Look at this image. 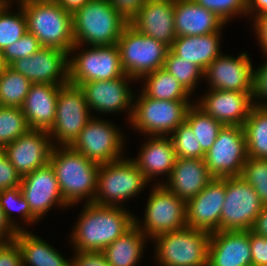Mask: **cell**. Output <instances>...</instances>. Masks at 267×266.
<instances>
[{"mask_svg":"<svg viewBox=\"0 0 267 266\" xmlns=\"http://www.w3.org/2000/svg\"><path fill=\"white\" fill-rule=\"evenodd\" d=\"M130 209L87 203L73 226V251L102 252L134 225Z\"/></svg>","mask_w":267,"mask_h":266,"instance_id":"obj_1","label":"cell"},{"mask_svg":"<svg viewBox=\"0 0 267 266\" xmlns=\"http://www.w3.org/2000/svg\"><path fill=\"white\" fill-rule=\"evenodd\" d=\"M49 164L55 172L61 195L69 207L76 206L83 199L84 204L93 203L100 165L71 146L53 147Z\"/></svg>","mask_w":267,"mask_h":266,"instance_id":"obj_2","label":"cell"},{"mask_svg":"<svg viewBox=\"0 0 267 266\" xmlns=\"http://www.w3.org/2000/svg\"><path fill=\"white\" fill-rule=\"evenodd\" d=\"M128 23L109 0H90L72 13L74 44L115 45Z\"/></svg>","mask_w":267,"mask_h":266,"instance_id":"obj_3","label":"cell"},{"mask_svg":"<svg viewBox=\"0 0 267 266\" xmlns=\"http://www.w3.org/2000/svg\"><path fill=\"white\" fill-rule=\"evenodd\" d=\"M24 11L27 31L41 47L68 52L73 48L72 13L64 10L56 0L17 2Z\"/></svg>","mask_w":267,"mask_h":266,"instance_id":"obj_4","label":"cell"},{"mask_svg":"<svg viewBox=\"0 0 267 266\" xmlns=\"http://www.w3.org/2000/svg\"><path fill=\"white\" fill-rule=\"evenodd\" d=\"M211 233L184 227L156 236L152 242L159 266H207Z\"/></svg>","mask_w":267,"mask_h":266,"instance_id":"obj_5","label":"cell"},{"mask_svg":"<svg viewBox=\"0 0 267 266\" xmlns=\"http://www.w3.org/2000/svg\"><path fill=\"white\" fill-rule=\"evenodd\" d=\"M149 184L134 161L122 158L99 166L94 204L119 206L144 191Z\"/></svg>","mask_w":267,"mask_h":266,"instance_id":"obj_6","label":"cell"},{"mask_svg":"<svg viewBox=\"0 0 267 266\" xmlns=\"http://www.w3.org/2000/svg\"><path fill=\"white\" fill-rule=\"evenodd\" d=\"M136 98V99H135ZM191 101L158 100L142 92L134 96L133 112L129 124L143 135L170 136L185 121Z\"/></svg>","mask_w":267,"mask_h":266,"instance_id":"obj_7","label":"cell"},{"mask_svg":"<svg viewBox=\"0 0 267 266\" xmlns=\"http://www.w3.org/2000/svg\"><path fill=\"white\" fill-rule=\"evenodd\" d=\"M121 67L136 81L145 74L163 68L169 47L152 37L138 32L129 23L117 42Z\"/></svg>","mask_w":267,"mask_h":266,"instance_id":"obj_8","label":"cell"},{"mask_svg":"<svg viewBox=\"0 0 267 266\" xmlns=\"http://www.w3.org/2000/svg\"><path fill=\"white\" fill-rule=\"evenodd\" d=\"M82 47V45H74L69 51L70 84L80 86L82 83L90 81L114 80L125 74L121 67L117 44L88 46V49Z\"/></svg>","mask_w":267,"mask_h":266,"instance_id":"obj_9","label":"cell"},{"mask_svg":"<svg viewBox=\"0 0 267 266\" xmlns=\"http://www.w3.org/2000/svg\"><path fill=\"white\" fill-rule=\"evenodd\" d=\"M148 197L144 220L141 222L134 216V224L146 237L152 240L158 235L187 226L185 200L176 196L163 184L156 183Z\"/></svg>","mask_w":267,"mask_h":266,"instance_id":"obj_10","label":"cell"},{"mask_svg":"<svg viewBox=\"0 0 267 266\" xmlns=\"http://www.w3.org/2000/svg\"><path fill=\"white\" fill-rule=\"evenodd\" d=\"M93 116L79 86L70 83L61 85L55 120L48 131L53 147L71 146Z\"/></svg>","mask_w":267,"mask_h":266,"instance_id":"obj_11","label":"cell"},{"mask_svg":"<svg viewBox=\"0 0 267 266\" xmlns=\"http://www.w3.org/2000/svg\"><path fill=\"white\" fill-rule=\"evenodd\" d=\"M96 117L86 123L71 147L98 165L124 158L126 144L121 129L109 120Z\"/></svg>","mask_w":267,"mask_h":266,"instance_id":"obj_12","label":"cell"},{"mask_svg":"<svg viewBox=\"0 0 267 266\" xmlns=\"http://www.w3.org/2000/svg\"><path fill=\"white\" fill-rule=\"evenodd\" d=\"M263 206L256 191L241 176L226 177L220 231L251 230Z\"/></svg>","mask_w":267,"mask_h":266,"instance_id":"obj_13","label":"cell"},{"mask_svg":"<svg viewBox=\"0 0 267 266\" xmlns=\"http://www.w3.org/2000/svg\"><path fill=\"white\" fill-rule=\"evenodd\" d=\"M247 158L243 126L223 125L204 162L214 178H224L240 176Z\"/></svg>","mask_w":267,"mask_h":266,"instance_id":"obj_14","label":"cell"},{"mask_svg":"<svg viewBox=\"0 0 267 266\" xmlns=\"http://www.w3.org/2000/svg\"><path fill=\"white\" fill-rule=\"evenodd\" d=\"M136 82L132 77L124 74L114 80L90 81L82 83V89L88 108L96 113H119L128 111V123L132 117L134 95L129 82Z\"/></svg>","mask_w":267,"mask_h":266,"instance_id":"obj_15","label":"cell"},{"mask_svg":"<svg viewBox=\"0 0 267 266\" xmlns=\"http://www.w3.org/2000/svg\"><path fill=\"white\" fill-rule=\"evenodd\" d=\"M69 53L57 48L41 47L33 55L14 61L10 67L31 83L65 85L69 83Z\"/></svg>","mask_w":267,"mask_h":266,"instance_id":"obj_16","label":"cell"},{"mask_svg":"<svg viewBox=\"0 0 267 266\" xmlns=\"http://www.w3.org/2000/svg\"><path fill=\"white\" fill-rule=\"evenodd\" d=\"M246 52L237 57L219 55L204 71L209 89L252 92L253 63Z\"/></svg>","mask_w":267,"mask_h":266,"instance_id":"obj_17","label":"cell"},{"mask_svg":"<svg viewBox=\"0 0 267 266\" xmlns=\"http://www.w3.org/2000/svg\"><path fill=\"white\" fill-rule=\"evenodd\" d=\"M53 144L47 131L29 129L2 150L23 177L49 164Z\"/></svg>","mask_w":267,"mask_h":266,"instance_id":"obj_18","label":"cell"},{"mask_svg":"<svg viewBox=\"0 0 267 266\" xmlns=\"http://www.w3.org/2000/svg\"><path fill=\"white\" fill-rule=\"evenodd\" d=\"M226 177L214 178L199 194L186 201V225L209 233L220 231Z\"/></svg>","mask_w":267,"mask_h":266,"instance_id":"obj_19","label":"cell"},{"mask_svg":"<svg viewBox=\"0 0 267 266\" xmlns=\"http://www.w3.org/2000/svg\"><path fill=\"white\" fill-rule=\"evenodd\" d=\"M20 189L31 212L40 220L55 205L69 207L64 201L50 164L22 177Z\"/></svg>","mask_w":267,"mask_h":266,"instance_id":"obj_20","label":"cell"},{"mask_svg":"<svg viewBox=\"0 0 267 266\" xmlns=\"http://www.w3.org/2000/svg\"><path fill=\"white\" fill-rule=\"evenodd\" d=\"M195 104L223 125L243 126L254 107L252 92L208 89Z\"/></svg>","mask_w":267,"mask_h":266,"instance_id":"obj_21","label":"cell"},{"mask_svg":"<svg viewBox=\"0 0 267 266\" xmlns=\"http://www.w3.org/2000/svg\"><path fill=\"white\" fill-rule=\"evenodd\" d=\"M174 0H146L129 24L169 48L175 40Z\"/></svg>","mask_w":267,"mask_h":266,"instance_id":"obj_22","label":"cell"},{"mask_svg":"<svg viewBox=\"0 0 267 266\" xmlns=\"http://www.w3.org/2000/svg\"><path fill=\"white\" fill-rule=\"evenodd\" d=\"M249 230L211 233L207 266H251Z\"/></svg>","mask_w":267,"mask_h":266,"instance_id":"obj_23","label":"cell"},{"mask_svg":"<svg viewBox=\"0 0 267 266\" xmlns=\"http://www.w3.org/2000/svg\"><path fill=\"white\" fill-rule=\"evenodd\" d=\"M214 177L204 159L176 158L171 174L166 181L157 180L179 198L188 201L199 194Z\"/></svg>","mask_w":267,"mask_h":266,"instance_id":"obj_24","label":"cell"},{"mask_svg":"<svg viewBox=\"0 0 267 266\" xmlns=\"http://www.w3.org/2000/svg\"><path fill=\"white\" fill-rule=\"evenodd\" d=\"M61 85L32 83L20 107L30 129L49 131L56 115V103Z\"/></svg>","mask_w":267,"mask_h":266,"instance_id":"obj_25","label":"cell"},{"mask_svg":"<svg viewBox=\"0 0 267 266\" xmlns=\"http://www.w3.org/2000/svg\"><path fill=\"white\" fill-rule=\"evenodd\" d=\"M147 139L138 157L132 160L149 183L160 175L168 179L176 160L172 139L169 136H147Z\"/></svg>","mask_w":267,"mask_h":266,"instance_id":"obj_26","label":"cell"},{"mask_svg":"<svg viewBox=\"0 0 267 266\" xmlns=\"http://www.w3.org/2000/svg\"><path fill=\"white\" fill-rule=\"evenodd\" d=\"M174 22L177 37L215 33L226 25L212 11L193 0H174Z\"/></svg>","mask_w":267,"mask_h":266,"instance_id":"obj_27","label":"cell"},{"mask_svg":"<svg viewBox=\"0 0 267 266\" xmlns=\"http://www.w3.org/2000/svg\"><path fill=\"white\" fill-rule=\"evenodd\" d=\"M221 30L200 36L176 37L170 49L181 59L191 61L203 71L221 55Z\"/></svg>","mask_w":267,"mask_h":266,"instance_id":"obj_28","label":"cell"},{"mask_svg":"<svg viewBox=\"0 0 267 266\" xmlns=\"http://www.w3.org/2000/svg\"><path fill=\"white\" fill-rule=\"evenodd\" d=\"M14 241L20 249L22 266H72V260L27 229L18 231Z\"/></svg>","mask_w":267,"mask_h":266,"instance_id":"obj_29","label":"cell"},{"mask_svg":"<svg viewBox=\"0 0 267 266\" xmlns=\"http://www.w3.org/2000/svg\"><path fill=\"white\" fill-rule=\"evenodd\" d=\"M148 238L134 224L102 252L110 266H136L141 260Z\"/></svg>","mask_w":267,"mask_h":266,"instance_id":"obj_30","label":"cell"},{"mask_svg":"<svg viewBox=\"0 0 267 266\" xmlns=\"http://www.w3.org/2000/svg\"><path fill=\"white\" fill-rule=\"evenodd\" d=\"M141 92L150 98L170 101H190L192 95L164 68L145 74Z\"/></svg>","mask_w":267,"mask_h":266,"instance_id":"obj_31","label":"cell"},{"mask_svg":"<svg viewBox=\"0 0 267 266\" xmlns=\"http://www.w3.org/2000/svg\"><path fill=\"white\" fill-rule=\"evenodd\" d=\"M243 129L248 157L267 159V108L254 106Z\"/></svg>","mask_w":267,"mask_h":266,"instance_id":"obj_32","label":"cell"},{"mask_svg":"<svg viewBox=\"0 0 267 266\" xmlns=\"http://www.w3.org/2000/svg\"><path fill=\"white\" fill-rule=\"evenodd\" d=\"M185 121L191 126L197 142L206 153L217 139L223 124L192 104L186 113Z\"/></svg>","mask_w":267,"mask_h":266,"instance_id":"obj_33","label":"cell"},{"mask_svg":"<svg viewBox=\"0 0 267 266\" xmlns=\"http://www.w3.org/2000/svg\"><path fill=\"white\" fill-rule=\"evenodd\" d=\"M32 83L10 66L0 74V106L21 107Z\"/></svg>","mask_w":267,"mask_h":266,"instance_id":"obj_34","label":"cell"},{"mask_svg":"<svg viewBox=\"0 0 267 266\" xmlns=\"http://www.w3.org/2000/svg\"><path fill=\"white\" fill-rule=\"evenodd\" d=\"M0 206L7 220L18 231L25 230V227H23L22 224L20 227V225H18V223L20 224V221L17 222L14 216L12 217V213L14 211L19 212V218L23 219L22 221L27 225H34L39 221V219L31 212L29 204L26 202L20 186L0 191Z\"/></svg>","mask_w":267,"mask_h":266,"instance_id":"obj_35","label":"cell"},{"mask_svg":"<svg viewBox=\"0 0 267 266\" xmlns=\"http://www.w3.org/2000/svg\"><path fill=\"white\" fill-rule=\"evenodd\" d=\"M163 68L173 75L190 94L194 93L197 83H200L199 80L204 79V71L200 67L191 61L181 59L170 48Z\"/></svg>","mask_w":267,"mask_h":266,"instance_id":"obj_36","label":"cell"},{"mask_svg":"<svg viewBox=\"0 0 267 266\" xmlns=\"http://www.w3.org/2000/svg\"><path fill=\"white\" fill-rule=\"evenodd\" d=\"M11 2L6 1L0 8V49L4 50L27 33V23L24 11L20 5L19 11L10 12Z\"/></svg>","mask_w":267,"mask_h":266,"instance_id":"obj_37","label":"cell"},{"mask_svg":"<svg viewBox=\"0 0 267 266\" xmlns=\"http://www.w3.org/2000/svg\"><path fill=\"white\" fill-rule=\"evenodd\" d=\"M20 107L0 106V149L29 130Z\"/></svg>","mask_w":267,"mask_h":266,"instance_id":"obj_38","label":"cell"},{"mask_svg":"<svg viewBox=\"0 0 267 266\" xmlns=\"http://www.w3.org/2000/svg\"><path fill=\"white\" fill-rule=\"evenodd\" d=\"M169 137L172 139L176 158L204 159L205 152L186 121L180 124Z\"/></svg>","mask_w":267,"mask_h":266,"instance_id":"obj_39","label":"cell"},{"mask_svg":"<svg viewBox=\"0 0 267 266\" xmlns=\"http://www.w3.org/2000/svg\"><path fill=\"white\" fill-rule=\"evenodd\" d=\"M240 176L253 187L260 202L267 205V159L248 157Z\"/></svg>","mask_w":267,"mask_h":266,"instance_id":"obj_40","label":"cell"},{"mask_svg":"<svg viewBox=\"0 0 267 266\" xmlns=\"http://www.w3.org/2000/svg\"><path fill=\"white\" fill-rule=\"evenodd\" d=\"M227 24L234 15L247 16V0H193ZM231 19V20H230Z\"/></svg>","mask_w":267,"mask_h":266,"instance_id":"obj_41","label":"cell"},{"mask_svg":"<svg viewBox=\"0 0 267 266\" xmlns=\"http://www.w3.org/2000/svg\"><path fill=\"white\" fill-rule=\"evenodd\" d=\"M41 48L38 39L31 33H25L20 39L3 50L5 63L10 66L14 61L29 57Z\"/></svg>","mask_w":267,"mask_h":266,"instance_id":"obj_42","label":"cell"},{"mask_svg":"<svg viewBox=\"0 0 267 266\" xmlns=\"http://www.w3.org/2000/svg\"><path fill=\"white\" fill-rule=\"evenodd\" d=\"M265 56L267 59V54ZM252 96L254 106L267 108V60L260 67L253 70Z\"/></svg>","mask_w":267,"mask_h":266,"instance_id":"obj_43","label":"cell"},{"mask_svg":"<svg viewBox=\"0 0 267 266\" xmlns=\"http://www.w3.org/2000/svg\"><path fill=\"white\" fill-rule=\"evenodd\" d=\"M22 176L0 149V191L20 186Z\"/></svg>","mask_w":267,"mask_h":266,"instance_id":"obj_44","label":"cell"},{"mask_svg":"<svg viewBox=\"0 0 267 266\" xmlns=\"http://www.w3.org/2000/svg\"><path fill=\"white\" fill-rule=\"evenodd\" d=\"M249 242L253 266H267V237L249 230Z\"/></svg>","mask_w":267,"mask_h":266,"instance_id":"obj_45","label":"cell"},{"mask_svg":"<svg viewBox=\"0 0 267 266\" xmlns=\"http://www.w3.org/2000/svg\"><path fill=\"white\" fill-rule=\"evenodd\" d=\"M72 266H110L103 252L74 251Z\"/></svg>","mask_w":267,"mask_h":266,"instance_id":"obj_46","label":"cell"},{"mask_svg":"<svg viewBox=\"0 0 267 266\" xmlns=\"http://www.w3.org/2000/svg\"><path fill=\"white\" fill-rule=\"evenodd\" d=\"M0 266H22L20 249L15 241L6 242L0 249Z\"/></svg>","mask_w":267,"mask_h":266,"instance_id":"obj_47","label":"cell"},{"mask_svg":"<svg viewBox=\"0 0 267 266\" xmlns=\"http://www.w3.org/2000/svg\"><path fill=\"white\" fill-rule=\"evenodd\" d=\"M146 0H109L112 6L129 22Z\"/></svg>","mask_w":267,"mask_h":266,"instance_id":"obj_48","label":"cell"},{"mask_svg":"<svg viewBox=\"0 0 267 266\" xmlns=\"http://www.w3.org/2000/svg\"><path fill=\"white\" fill-rule=\"evenodd\" d=\"M254 32L257 35L259 45L263 50V54H267V13L253 19Z\"/></svg>","mask_w":267,"mask_h":266,"instance_id":"obj_49","label":"cell"},{"mask_svg":"<svg viewBox=\"0 0 267 266\" xmlns=\"http://www.w3.org/2000/svg\"><path fill=\"white\" fill-rule=\"evenodd\" d=\"M17 232L18 230L7 220L0 206V239L5 240L6 242L14 241Z\"/></svg>","mask_w":267,"mask_h":266,"instance_id":"obj_50","label":"cell"},{"mask_svg":"<svg viewBox=\"0 0 267 266\" xmlns=\"http://www.w3.org/2000/svg\"><path fill=\"white\" fill-rule=\"evenodd\" d=\"M265 13H267V0H247V16L249 18L255 19Z\"/></svg>","mask_w":267,"mask_h":266,"instance_id":"obj_51","label":"cell"},{"mask_svg":"<svg viewBox=\"0 0 267 266\" xmlns=\"http://www.w3.org/2000/svg\"><path fill=\"white\" fill-rule=\"evenodd\" d=\"M251 231L260 236L267 237V205L263 206L262 211L255 219Z\"/></svg>","mask_w":267,"mask_h":266,"instance_id":"obj_52","label":"cell"},{"mask_svg":"<svg viewBox=\"0 0 267 266\" xmlns=\"http://www.w3.org/2000/svg\"><path fill=\"white\" fill-rule=\"evenodd\" d=\"M60 6L71 13L84 6L90 0H56Z\"/></svg>","mask_w":267,"mask_h":266,"instance_id":"obj_53","label":"cell"},{"mask_svg":"<svg viewBox=\"0 0 267 266\" xmlns=\"http://www.w3.org/2000/svg\"><path fill=\"white\" fill-rule=\"evenodd\" d=\"M8 65L5 63L3 57V50L0 49V74L5 70Z\"/></svg>","mask_w":267,"mask_h":266,"instance_id":"obj_54","label":"cell"},{"mask_svg":"<svg viewBox=\"0 0 267 266\" xmlns=\"http://www.w3.org/2000/svg\"><path fill=\"white\" fill-rule=\"evenodd\" d=\"M31 1H49V0H20V2H31Z\"/></svg>","mask_w":267,"mask_h":266,"instance_id":"obj_55","label":"cell"},{"mask_svg":"<svg viewBox=\"0 0 267 266\" xmlns=\"http://www.w3.org/2000/svg\"><path fill=\"white\" fill-rule=\"evenodd\" d=\"M5 243H6V241H5V240H3V239H0V249L2 248V246H3Z\"/></svg>","mask_w":267,"mask_h":266,"instance_id":"obj_56","label":"cell"},{"mask_svg":"<svg viewBox=\"0 0 267 266\" xmlns=\"http://www.w3.org/2000/svg\"><path fill=\"white\" fill-rule=\"evenodd\" d=\"M5 0H0V8L2 7V5L5 3Z\"/></svg>","mask_w":267,"mask_h":266,"instance_id":"obj_57","label":"cell"},{"mask_svg":"<svg viewBox=\"0 0 267 266\" xmlns=\"http://www.w3.org/2000/svg\"><path fill=\"white\" fill-rule=\"evenodd\" d=\"M5 1L12 2V0H5ZM14 1H16V0H14ZM16 2H20V0H18Z\"/></svg>","mask_w":267,"mask_h":266,"instance_id":"obj_58","label":"cell"}]
</instances>
